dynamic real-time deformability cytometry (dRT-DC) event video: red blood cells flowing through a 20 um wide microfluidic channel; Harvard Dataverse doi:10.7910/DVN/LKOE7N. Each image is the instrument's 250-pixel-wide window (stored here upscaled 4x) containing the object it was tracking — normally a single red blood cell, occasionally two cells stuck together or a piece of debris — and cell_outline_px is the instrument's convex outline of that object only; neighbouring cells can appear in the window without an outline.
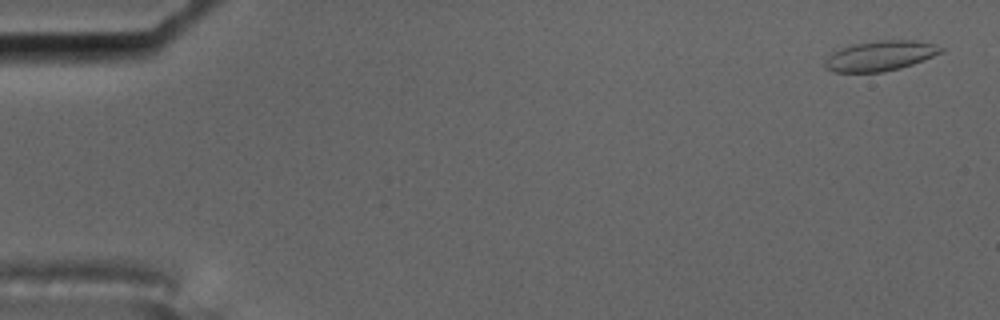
{"species": "common noctule bat (a hibernating species)", "species_latin": "Nyctalus noctula", "temperature_condition": "cold", "stored_images_in_passage": 3, "camera_frame_rate_fps": 3000, "um_per_image_px": 0.085, "animal": {"sex": "male", "body_mass_g": 17.5, "forearm_length_mm": 52.3}, "frame": {"image": 1, "passage_image": 1, "time_ms": 0.0, "image_size_px": [1000, 320], "cell_outline_px": [[944, 52], [924, 60], [900, 68], [884, 72], [832, 72], [824, 64], [832, 48], [852, 44], [876, 40], [916, 40], [932, 44], [944, 48]], "centroid_in_image_um": [74.78, 4.73], "position_along_channel_um": 10.2, "area_um2": 20.69}}
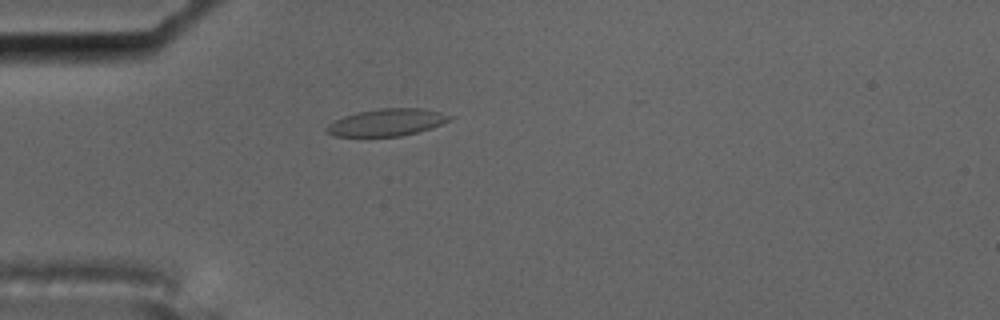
{"frame": {"image": 2, "passage_image": 3, "time_ms": 0.667, "image_size_px": [1000, 320], "cell_outline_px": [[456, 116], [432, 128], [400, 136], [336, 136], [328, 132], [324, 128], [328, 124], [344, 116], [356, 112], [380, 108], [424, 108]], "centroid_in_image_um": [32.9, 10.39], "position_along_channel_um": 52.1, "area_um2": 19.36}}